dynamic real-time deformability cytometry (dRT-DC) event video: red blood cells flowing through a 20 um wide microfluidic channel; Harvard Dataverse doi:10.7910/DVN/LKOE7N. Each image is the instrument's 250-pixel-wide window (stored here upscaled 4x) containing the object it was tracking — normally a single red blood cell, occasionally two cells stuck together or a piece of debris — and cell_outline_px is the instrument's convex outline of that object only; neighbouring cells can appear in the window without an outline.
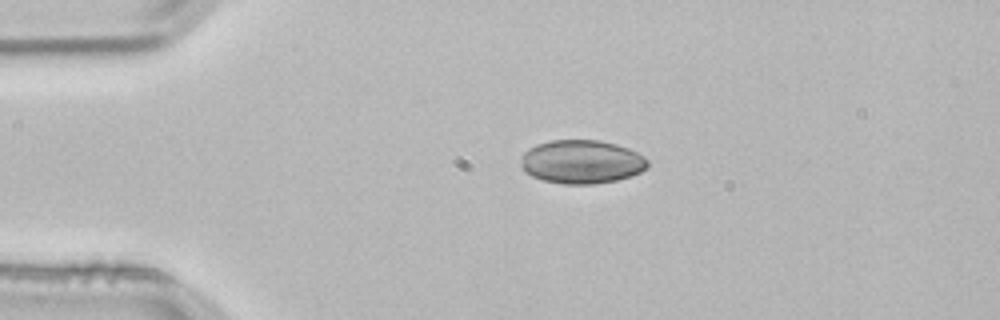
{"species": "common noctule bat (a hibernating species)", "species_latin": "Nyctalus noctula", "temperature_condition": "room temperature", "stored_images_in_passage": 3, "camera_frame_rate_fps": 3000, "um_per_image_px": 0.085, "animal": {"sex": "male", "body_mass_g": 21.5, "forearm_length_mm": 52.0}, "frame": {"image": 1, "passage_image": 2, "time_ms": 0.333, "image_size_px": [1000, 320], "cell_outline_px": [[648, 168], [632, 176], [616, 180], [592, 184], [564, 184], [544, 180], [532, 176], [524, 172], [520, 164], [520, 156], [528, 148], [536, 144], [552, 140], [600, 140], [616, 144], [628, 148], [644, 156], [648, 160]], "centroid_in_image_um": [49.42, 13.75], "position_along_channel_um": 35.6, "area_um2": 32.48}}